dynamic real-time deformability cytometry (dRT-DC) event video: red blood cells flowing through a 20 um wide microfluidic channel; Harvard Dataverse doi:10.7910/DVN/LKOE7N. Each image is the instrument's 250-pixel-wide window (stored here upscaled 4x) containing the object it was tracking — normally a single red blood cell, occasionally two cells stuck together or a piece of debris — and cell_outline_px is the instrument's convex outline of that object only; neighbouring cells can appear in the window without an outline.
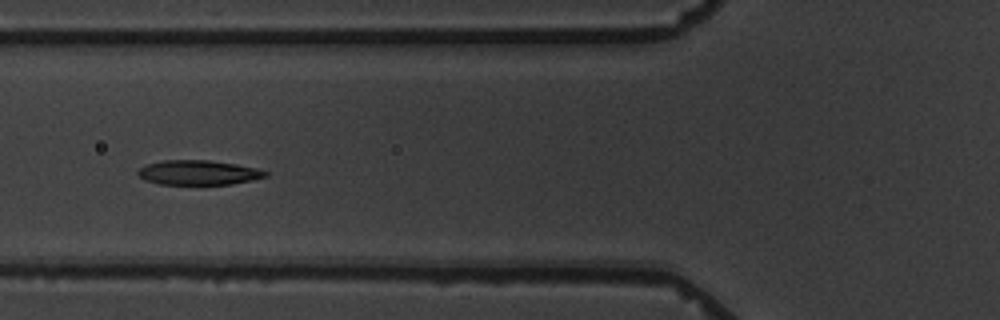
{"species": "common noctule bat (a hibernating species)", "species_latin": "Nyctalus noctula", "temperature_condition": "warm", "stored_images_in_passage": 8, "camera_frame_rate_fps": 3000, "um_per_image_px": 0.085, "animal": {"sex": "male", "body_mass_g": 19.5, "forearm_length_mm": 54.6}, "frame": {"image": 1, "passage_image": 6, "time_ms": 6.667, "image_size_px": [1000, 320], "cell_outline_px": [[268, 176], [252, 180], [232, 184], [160, 184], [144, 180], [136, 172], [144, 164], [164, 160], [208, 160], [236, 164], [256, 168], [268, 172]], "centroid_in_image_um": [16.85, 14.66], "position_along_channel_um": 109.0, "area_um2": 18.32}}
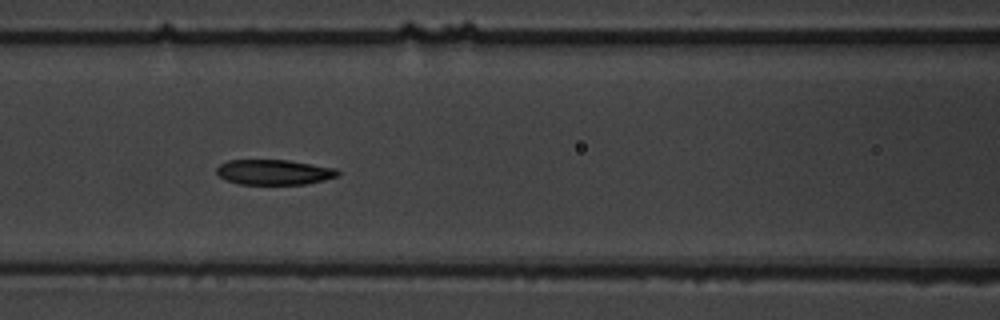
{"frame": {"image": 2, "passage_image": 7, "time_ms": 7.667, "image_size_px": [1000, 320], "cell_outline_px": [[340, 176], [324, 180], [304, 184], [240, 184], [228, 180], [220, 176], [216, 172], [216, 168], [220, 164], [228, 160], [288, 160], [336, 168], [340, 172]], "centroid_in_image_um": [23.32, 14.63], "position_along_channel_um": 143.3, "area_um2": 17.74}}
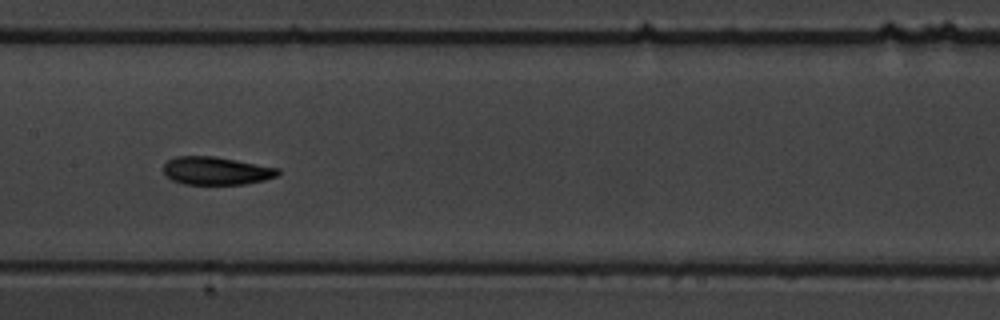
{"frame": {"image": 3, "passage_image": 8, "time_ms": 9.0, "image_size_px": [1000, 320], "cell_outline_px": [[280, 172], [276, 176], [264, 180], [244, 184], [184, 184], [172, 180], [164, 176], [164, 164], [168, 160], [176, 156], [216, 156], [280, 168]], "centroid_in_image_um": [18.37, 14.51], "position_along_channel_um": 189.0, "area_um2": 18.79}}